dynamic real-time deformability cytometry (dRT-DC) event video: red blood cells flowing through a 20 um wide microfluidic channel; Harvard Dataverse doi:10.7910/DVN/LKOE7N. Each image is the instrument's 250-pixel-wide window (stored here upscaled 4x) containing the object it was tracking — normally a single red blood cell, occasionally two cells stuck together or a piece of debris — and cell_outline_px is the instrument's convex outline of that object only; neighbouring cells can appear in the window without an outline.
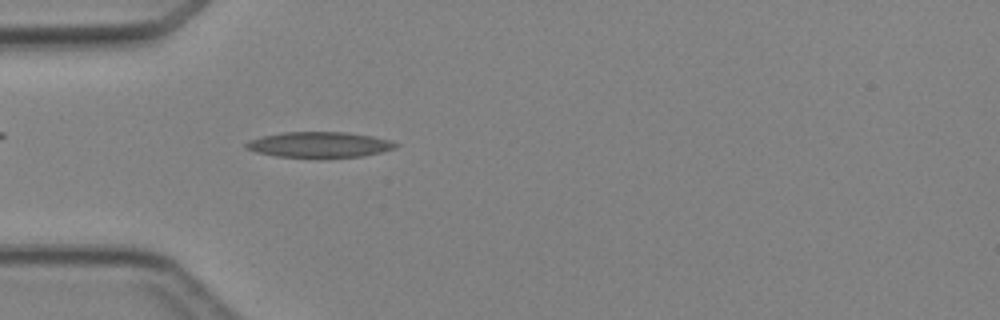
{"species": "Egyptian fruit bat (a non-hibernating species)", "species_latin": "Rousettus aegyptiacus", "temperature_condition": "cold", "stored_images_in_passage": 4, "camera_frame_rate_fps": 3000, "um_per_image_px": 0.085, "animal": {"sex": "female"}, "frame": {"image": 1, "passage_image": 4, "time_ms": 3.667, "image_size_px": [1000, 320], "cell_outline_px": [[400, 144], [396, 148], [364, 156], [276, 156], [256, 152], [244, 148], [244, 144], [248, 140], [264, 136], [284, 132], [348, 132], [372, 136], [392, 140]], "centroid_in_image_um": [27.17, 12.27], "position_along_channel_um": 57.8, "area_um2": 21.96}}